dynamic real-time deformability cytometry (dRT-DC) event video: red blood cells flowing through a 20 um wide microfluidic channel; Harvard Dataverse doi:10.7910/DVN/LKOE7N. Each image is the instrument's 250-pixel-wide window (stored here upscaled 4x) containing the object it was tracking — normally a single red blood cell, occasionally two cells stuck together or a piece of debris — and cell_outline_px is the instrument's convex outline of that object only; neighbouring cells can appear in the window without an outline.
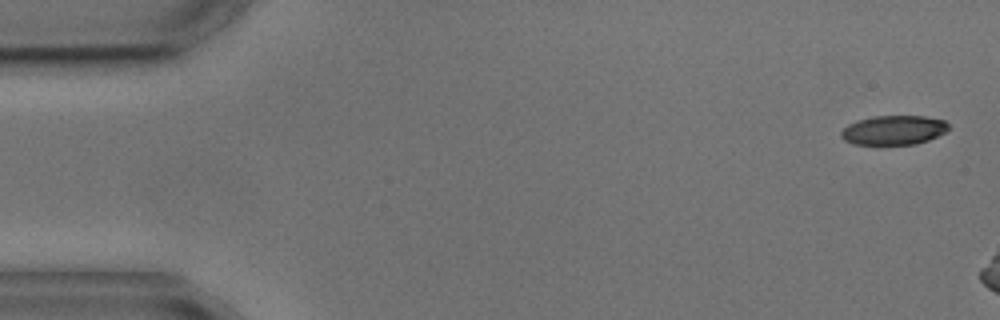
{"species": "common noctule bat (a hibernating species)", "species_latin": "Nyctalus noctula", "temperature_condition": "cold", "stored_images_in_passage": 3, "camera_frame_rate_fps": 3000, "um_per_image_px": 0.085, "animal": {"sex": "male", "body_mass_g": 17.9, "forearm_length_mm": 54.2}, "frame": {"image": 1, "passage_image": 1, "time_ms": 0.0, "image_size_px": [1000, 320], "cell_outline_px": [[948, 128], [944, 132], [928, 140], [916, 144], [852, 144], [844, 140], [840, 136], [840, 132], [848, 124], [856, 120], [872, 116], [924, 116], [944, 120], [948, 124]], "centroid_in_image_um": [75.92, 11.05], "position_along_channel_um": 9.1, "area_um2": 18.32}}